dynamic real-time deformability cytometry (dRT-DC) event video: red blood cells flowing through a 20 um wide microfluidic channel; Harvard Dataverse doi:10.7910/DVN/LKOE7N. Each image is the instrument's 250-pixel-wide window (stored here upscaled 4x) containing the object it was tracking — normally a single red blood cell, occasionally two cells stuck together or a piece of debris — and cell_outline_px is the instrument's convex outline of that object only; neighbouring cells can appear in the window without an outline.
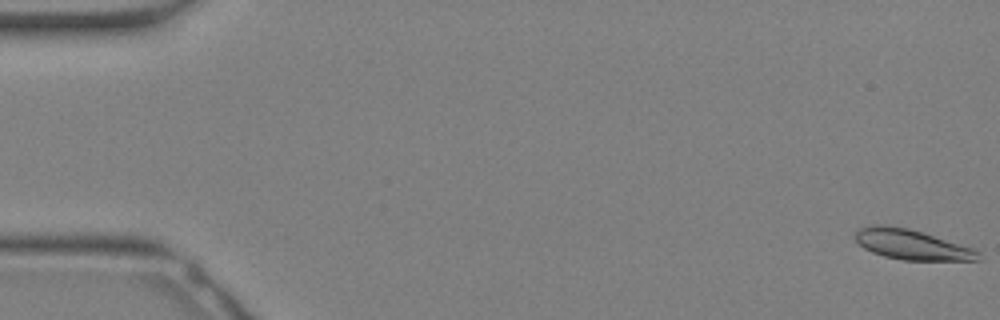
{"species": "Egyptian fruit bat (a non-hibernating species)", "species_latin": "Rousettus aegyptiacus", "temperature_condition": "warm", "stored_images_in_passage": 18, "camera_frame_rate_fps": 3000, "um_per_image_px": 0.085, "animal": {"sex": "female"}, "frame": {"image": 1, "passage_image": 1, "time_ms": 0.0, "image_size_px": [1000, 320], "cell_outline_px": [[980, 260], [904, 260], [884, 256], [872, 252], [864, 248], [856, 240], [856, 232], [860, 228], [872, 224], [884, 224], [908, 228], [972, 248], [980, 252]], "centroid_in_image_um": [77.47, 20.78], "position_along_channel_um": 7.5, "area_um2": 21.27}}